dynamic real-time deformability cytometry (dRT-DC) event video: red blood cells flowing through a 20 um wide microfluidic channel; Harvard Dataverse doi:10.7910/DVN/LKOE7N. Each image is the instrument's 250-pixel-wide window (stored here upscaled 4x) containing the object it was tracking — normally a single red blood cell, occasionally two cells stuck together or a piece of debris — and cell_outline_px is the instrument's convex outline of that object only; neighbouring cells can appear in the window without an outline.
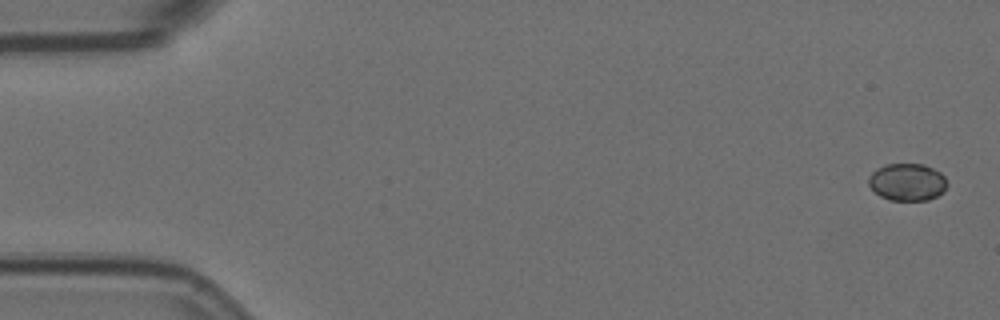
{"species": "Egyptian fruit bat (a non-hibernating species)", "species_latin": "Rousettus aegyptiacus", "temperature_condition": "room temperature", "stored_images_in_passage": 5, "camera_frame_rate_fps": 3000, "um_per_image_px": 0.085, "animal": {"sex": "female"}, "frame": {"image": 1, "passage_image": 1, "time_ms": 0.0, "image_size_px": [1000, 320], "cell_outline_px": [[948, 184], [944, 192], [928, 200], [888, 200], [880, 196], [868, 184], [868, 176], [876, 168], [884, 164], [924, 164], [940, 172], [944, 176]], "centroid_in_image_um": [77.11, 15.47], "position_along_channel_um": 7.9, "area_um2": 17.22}}
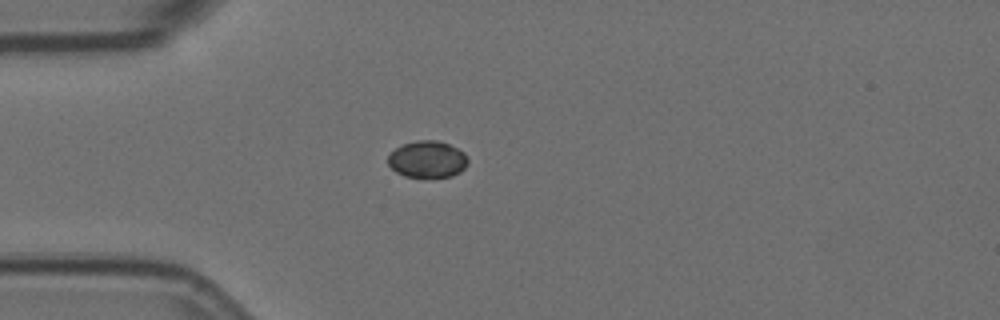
{"frame": {"image": 2, "passage_image": 5, "time_ms": 1.333, "image_size_px": [1000, 320], "cell_outline_px": [[468, 164], [460, 172], [452, 176], [404, 176], [396, 172], [388, 164], [388, 156], [396, 148], [404, 144], [416, 140], [436, 140], [448, 144], [464, 152], [468, 160]], "centroid_in_image_um": [36.33, 13.53], "position_along_channel_um": 48.7, "area_um2": 16.88}}